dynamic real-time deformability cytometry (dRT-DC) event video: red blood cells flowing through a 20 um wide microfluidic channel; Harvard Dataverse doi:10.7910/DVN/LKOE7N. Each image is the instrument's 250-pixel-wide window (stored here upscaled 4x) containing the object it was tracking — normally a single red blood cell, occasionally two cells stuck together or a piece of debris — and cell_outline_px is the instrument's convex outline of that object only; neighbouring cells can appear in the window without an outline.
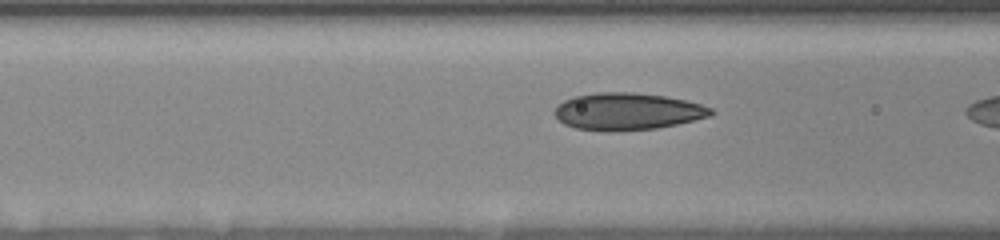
{"species": "human", "species_latin": "Homo sapiens", "temperature_condition": "room temperature", "stored_images_in_passage": 9, "camera_frame_rate_fps": 3000, "um_per_image_px": 0.085, "donor": {"sex": "female"}, "frame": {"image": 1, "passage_image": 8, "time_ms": 2.333, "image_size_px": [1000, 240], "cell_outline_px": [[716, 112], [712, 116], [676, 124], [656, 128], [616, 132], [604, 132], [576, 128], [564, 124], [552, 112], [564, 100], [576, 96], [596, 92], [632, 92], [664, 96], [684, 100], [700, 104], [712, 108]], "centroid_in_image_um": [53.33, 9.48], "position_along_channel_um": 113.3, "area_um2": 33.93}}